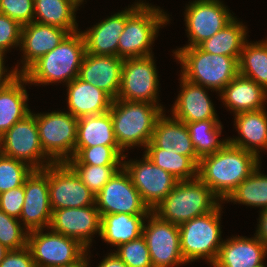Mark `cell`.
<instances>
[{"label":"cell","mask_w":267,"mask_h":267,"mask_svg":"<svg viewBox=\"0 0 267 267\" xmlns=\"http://www.w3.org/2000/svg\"><path fill=\"white\" fill-rule=\"evenodd\" d=\"M260 157L227 142L214 154L200 159L198 178L224 203L230 193L259 165Z\"/></svg>","instance_id":"cell-1"},{"label":"cell","mask_w":267,"mask_h":267,"mask_svg":"<svg viewBox=\"0 0 267 267\" xmlns=\"http://www.w3.org/2000/svg\"><path fill=\"white\" fill-rule=\"evenodd\" d=\"M85 53V40L81 31L69 33L57 47L41 56L23 75L30 85L68 84L78 77Z\"/></svg>","instance_id":"cell-2"},{"label":"cell","mask_w":267,"mask_h":267,"mask_svg":"<svg viewBox=\"0 0 267 267\" xmlns=\"http://www.w3.org/2000/svg\"><path fill=\"white\" fill-rule=\"evenodd\" d=\"M163 108L162 104L114 99L109 112L119 147L123 151L135 146L145 149Z\"/></svg>","instance_id":"cell-3"},{"label":"cell","mask_w":267,"mask_h":267,"mask_svg":"<svg viewBox=\"0 0 267 267\" xmlns=\"http://www.w3.org/2000/svg\"><path fill=\"white\" fill-rule=\"evenodd\" d=\"M173 54L181 65L183 78L213 92L220 93L239 74L236 58L211 54L198 46L180 47Z\"/></svg>","instance_id":"cell-4"},{"label":"cell","mask_w":267,"mask_h":267,"mask_svg":"<svg viewBox=\"0 0 267 267\" xmlns=\"http://www.w3.org/2000/svg\"><path fill=\"white\" fill-rule=\"evenodd\" d=\"M222 201L198 177L178 181L152 212L161 220L181 225L213 211Z\"/></svg>","instance_id":"cell-5"},{"label":"cell","mask_w":267,"mask_h":267,"mask_svg":"<svg viewBox=\"0 0 267 267\" xmlns=\"http://www.w3.org/2000/svg\"><path fill=\"white\" fill-rule=\"evenodd\" d=\"M150 5L142 1L128 16L119 38L118 57L126 59L154 55L150 47L158 37L159 29L170 20L163 9Z\"/></svg>","instance_id":"cell-6"},{"label":"cell","mask_w":267,"mask_h":267,"mask_svg":"<svg viewBox=\"0 0 267 267\" xmlns=\"http://www.w3.org/2000/svg\"><path fill=\"white\" fill-rule=\"evenodd\" d=\"M221 204L208 214L179 225L180 247L186 263L201 258L210 265L215 262L224 241L221 238Z\"/></svg>","instance_id":"cell-7"},{"label":"cell","mask_w":267,"mask_h":267,"mask_svg":"<svg viewBox=\"0 0 267 267\" xmlns=\"http://www.w3.org/2000/svg\"><path fill=\"white\" fill-rule=\"evenodd\" d=\"M40 143L44 153L54 162H67L74 155L78 118L68 111L35 114Z\"/></svg>","instance_id":"cell-8"},{"label":"cell","mask_w":267,"mask_h":267,"mask_svg":"<svg viewBox=\"0 0 267 267\" xmlns=\"http://www.w3.org/2000/svg\"><path fill=\"white\" fill-rule=\"evenodd\" d=\"M0 154L23 161L34 170H42L54 163L42 150L33 112L0 137Z\"/></svg>","instance_id":"cell-9"},{"label":"cell","mask_w":267,"mask_h":267,"mask_svg":"<svg viewBox=\"0 0 267 267\" xmlns=\"http://www.w3.org/2000/svg\"><path fill=\"white\" fill-rule=\"evenodd\" d=\"M43 229L28 232L27 247L36 267H61L78 261L87 251L77 240Z\"/></svg>","instance_id":"cell-10"},{"label":"cell","mask_w":267,"mask_h":267,"mask_svg":"<svg viewBox=\"0 0 267 267\" xmlns=\"http://www.w3.org/2000/svg\"><path fill=\"white\" fill-rule=\"evenodd\" d=\"M154 56L124 59L117 99L158 103L159 80Z\"/></svg>","instance_id":"cell-11"},{"label":"cell","mask_w":267,"mask_h":267,"mask_svg":"<svg viewBox=\"0 0 267 267\" xmlns=\"http://www.w3.org/2000/svg\"><path fill=\"white\" fill-rule=\"evenodd\" d=\"M142 236L149 249L153 267H177L187 264L182 257L179 226L161 220L152 211L146 217Z\"/></svg>","instance_id":"cell-12"},{"label":"cell","mask_w":267,"mask_h":267,"mask_svg":"<svg viewBox=\"0 0 267 267\" xmlns=\"http://www.w3.org/2000/svg\"><path fill=\"white\" fill-rule=\"evenodd\" d=\"M184 21L189 44L195 47L223 29L235 16L221 0H195L186 6Z\"/></svg>","instance_id":"cell-13"},{"label":"cell","mask_w":267,"mask_h":267,"mask_svg":"<svg viewBox=\"0 0 267 267\" xmlns=\"http://www.w3.org/2000/svg\"><path fill=\"white\" fill-rule=\"evenodd\" d=\"M95 204L100 217L107 214L136 215L151 212L124 167L120 168L95 195Z\"/></svg>","instance_id":"cell-14"},{"label":"cell","mask_w":267,"mask_h":267,"mask_svg":"<svg viewBox=\"0 0 267 267\" xmlns=\"http://www.w3.org/2000/svg\"><path fill=\"white\" fill-rule=\"evenodd\" d=\"M123 156V167L142 200L152 211L172 191L179 181L169 172L156 166L145 154L140 160H128Z\"/></svg>","instance_id":"cell-15"},{"label":"cell","mask_w":267,"mask_h":267,"mask_svg":"<svg viewBox=\"0 0 267 267\" xmlns=\"http://www.w3.org/2000/svg\"><path fill=\"white\" fill-rule=\"evenodd\" d=\"M48 186L52 211L95 205V194L66 162L48 165Z\"/></svg>","instance_id":"cell-16"},{"label":"cell","mask_w":267,"mask_h":267,"mask_svg":"<svg viewBox=\"0 0 267 267\" xmlns=\"http://www.w3.org/2000/svg\"><path fill=\"white\" fill-rule=\"evenodd\" d=\"M25 198L19 221L28 231L49 230L52 208L48 186V166L33 170L24 182Z\"/></svg>","instance_id":"cell-17"},{"label":"cell","mask_w":267,"mask_h":267,"mask_svg":"<svg viewBox=\"0 0 267 267\" xmlns=\"http://www.w3.org/2000/svg\"><path fill=\"white\" fill-rule=\"evenodd\" d=\"M101 217L95 205L52 211L49 229L77 240L87 250L94 234L100 236Z\"/></svg>","instance_id":"cell-18"},{"label":"cell","mask_w":267,"mask_h":267,"mask_svg":"<svg viewBox=\"0 0 267 267\" xmlns=\"http://www.w3.org/2000/svg\"><path fill=\"white\" fill-rule=\"evenodd\" d=\"M142 2H134L128 8L96 23L91 28L81 31L85 40L86 52L94 55L118 56V44L128 16Z\"/></svg>","instance_id":"cell-19"},{"label":"cell","mask_w":267,"mask_h":267,"mask_svg":"<svg viewBox=\"0 0 267 267\" xmlns=\"http://www.w3.org/2000/svg\"><path fill=\"white\" fill-rule=\"evenodd\" d=\"M124 59L118 56L85 53L78 78L106 92L113 100L121 87Z\"/></svg>","instance_id":"cell-20"},{"label":"cell","mask_w":267,"mask_h":267,"mask_svg":"<svg viewBox=\"0 0 267 267\" xmlns=\"http://www.w3.org/2000/svg\"><path fill=\"white\" fill-rule=\"evenodd\" d=\"M69 34L67 30L53 25L31 22L22 26L20 51L21 69L19 74H23L41 56L52 51Z\"/></svg>","instance_id":"cell-21"},{"label":"cell","mask_w":267,"mask_h":267,"mask_svg":"<svg viewBox=\"0 0 267 267\" xmlns=\"http://www.w3.org/2000/svg\"><path fill=\"white\" fill-rule=\"evenodd\" d=\"M180 82L181 92L178 94L171 111L174 118L182 122L219 119L214 104L207 93L210 89L192 83L181 75Z\"/></svg>","instance_id":"cell-22"},{"label":"cell","mask_w":267,"mask_h":267,"mask_svg":"<svg viewBox=\"0 0 267 267\" xmlns=\"http://www.w3.org/2000/svg\"><path fill=\"white\" fill-rule=\"evenodd\" d=\"M267 246L255 235L232 236L223 241L211 267H255L264 263Z\"/></svg>","instance_id":"cell-23"},{"label":"cell","mask_w":267,"mask_h":267,"mask_svg":"<svg viewBox=\"0 0 267 267\" xmlns=\"http://www.w3.org/2000/svg\"><path fill=\"white\" fill-rule=\"evenodd\" d=\"M67 109L76 118L101 115L110 110L113 99L102 89L78 77L66 84Z\"/></svg>","instance_id":"cell-24"},{"label":"cell","mask_w":267,"mask_h":267,"mask_svg":"<svg viewBox=\"0 0 267 267\" xmlns=\"http://www.w3.org/2000/svg\"><path fill=\"white\" fill-rule=\"evenodd\" d=\"M223 105L233 115L242 112L264 109L267 91L255 81L237 75L220 93ZM265 104V105H264Z\"/></svg>","instance_id":"cell-25"},{"label":"cell","mask_w":267,"mask_h":267,"mask_svg":"<svg viewBox=\"0 0 267 267\" xmlns=\"http://www.w3.org/2000/svg\"><path fill=\"white\" fill-rule=\"evenodd\" d=\"M151 141L158 148L191 157L199 164L187 125L172 115L167 117L163 112L158 118Z\"/></svg>","instance_id":"cell-26"},{"label":"cell","mask_w":267,"mask_h":267,"mask_svg":"<svg viewBox=\"0 0 267 267\" xmlns=\"http://www.w3.org/2000/svg\"><path fill=\"white\" fill-rule=\"evenodd\" d=\"M234 117V125L240 136L228 138V142L260 157V149L267 150L266 109L242 112Z\"/></svg>","instance_id":"cell-27"},{"label":"cell","mask_w":267,"mask_h":267,"mask_svg":"<svg viewBox=\"0 0 267 267\" xmlns=\"http://www.w3.org/2000/svg\"><path fill=\"white\" fill-rule=\"evenodd\" d=\"M27 83V78L18 74L9 83L0 86V137L31 113L27 104Z\"/></svg>","instance_id":"cell-28"},{"label":"cell","mask_w":267,"mask_h":267,"mask_svg":"<svg viewBox=\"0 0 267 267\" xmlns=\"http://www.w3.org/2000/svg\"><path fill=\"white\" fill-rule=\"evenodd\" d=\"M148 214H107L101 217L100 237L104 242L118 247L142 236Z\"/></svg>","instance_id":"cell-29"},{"label":"cell","mask_w":267,"mask_h":267,"mask_svg":"<svg viewBox=\"0 0 267 267\" xmlns=\"http://www.w3.org/2000/svg\"><path fill=\"white\" fill-rule=\"evenodd\" d=\"M79 6L76 0H34V21L74 33L79 30L76 22Z\"/></svg>","instance_id":"cell-30"},{"label":"cell","mask_w":267,"mask_h":267,"mask_svg":"<svg viewBox=\"0 0 267 267\" xmlns=\"http://www.w3.org/2000/svg\"><path fill=\"white\" fill-rule=\"evenodd\" d=\"M97 145L119 146L115 139L109 111L101 115L84 116L78 119L75 148Z\"/></svg>","instance_id":"cell-31"},{"label":"cell","mask_w":267,"mask_h":267,"mask_svg":"<svg viewBox=\"0 0 267 267\" xmlns=\"http://www.w3.org/2000/svg\"><path fill=\"white\" fill-rule=\"evenodd\" d=\"M247 27L235 17L211 38L204 40L198 47L208 53L234 57L238 61L247 41Z\"/></svg>","instance_id":"cell-32"},{"label":"cell","mask_w":267,"mask_h":267,"mask_svg":"<svg viewBox=\"0 0 267 267\" xmlns=\"http://www.w3.org/2000/svg\"><path fill=\"white\" fill-rule=\"evenodd\" d=\"M158 167L172 174L179 181L198 177V164L188 156L158 148L150 141L143 152Z\"/></svg>","instance_id":"cell-33"},{"label":"cell","mask_w":267,"mask_h":267,"mask_svg":"<svg viewBox=\"0 0 267 267\" xmlns=\"http://www.w3.org/2000/svg\"><path fill=\"white\" fill-rule=\"evenodd\" d=\"M239 64V75L255 81L267 91V38L248 42L243 46Z\"/></svg>","instance_id":"cell-34"},{"label":"cell","mask_w":267,"mask_h":267,"mask_svg":"<svg viewBox=\"0 0 267 267\" xmlns=\"http://www.w3.org/2000/svg\"><path fill=\"white\" fill-rule=\"evenodd\" d=\"M189 130L191 141L199 159L220 150L228 139H219L222 124L219 119H207L197 122H184Z\"/></svg>","instance_id":"cell-35"},{"label":"cell","mask_w":267,"mask_h":267,"mask_svg":"<svg viewBox=\"0 0 267 267\" xmlns=\"http://www.w3.org/2000/svg\"><path fill=\"white\" fill-rule=\"evenodd\" d=\"M259 165L224 200L246 206L267 208V175L260 173Z\"/></svg>","instance_id":"cell-36"},{"label":"cell","mask_w":267,"mask_h":267,"mask_svg":"<svg viewBox=\"0 0 267 267\" xmlns=\"http://www.w3.org/2000/svg\"><path fill=\"white\" fill-rule=\"evenodd\" d=\"M124 151L119 146L97 145L75 148L67 164H89L95 166H123Z\"/></svg>","instance_id":"cell-37"},{"label":"cell","mask_w":267,"mask_h":267,"mask_svg":"<svg viewBox=\"0 0 267 267\" xmlns=\"http://www.w3.org/2000/svg\"><path fill=\"white\" fill-rule=\"evenodd\" d=\"M33 170L23 161L0 154V194L22 186Z\"/></svg>","instance_id":"cell-38"},{"label":"cell","mask_w":267,"mask_h":267,"mask_svg":"<svg viewBox=\"0 0 267 267\" xmlns=\"http://www.w3.org/2000/svg\"><path fill=\"white\" fill-rule=\"evenodd\" d=\"M89 190L97 195L102 187L123 166H95L89 164H68Z\"/></svg>","instance_id":"cell-39"},{"label":"cell","mask_w":267,"mask_h":267,"mask_svg":"<svg viewBox=\"0 0 267 267\" xmlns=\"http://www.w3.org/2000/svg\"><path fill=\"white\" fill-rule=\"evenodd\" d=\"M18 220L0 209V243L9 250H19L27 246L28 231Z\"/></svg>","instance_id":"cell-40"},{"label":"cell","mask_w":267,"mask_h":267,"mask_svg":"<svg viewBox=\"0 0 267 267\" xmlns=\"http://www.w3.org/2000/svg\"><path fill=\"white\" fill-rule=\"evenodd\" d=\"M114 252L128 267H153L143 236L119 245Z\"/></svg>","instance_id":"cell-41"},{"label":"cell","mask_w":267,"mask_h":267,"mask_svg":"<svg viewBox=\"0 0 267 267\" xmlns=\"http://www.w3.org/2000/svg\"><path fill=\"white\" fill-rule=\"evenodd\" d=\"M0 8L21 26L34 21V0H0Z\"/></svg>","instance_id":"cell-42"},{"label":"cell","mask_w":267,"mask_h":267,"mask_svg":"<svg viewBox=\"0 0 267 267\" xmlns=\"http://www.w3.org/2000/svg\"><path fill=\"white\" fill-rule=\"evenodd\" d=\"M22 26L5 14L0 13V50L4 53L21 44Z\"/></svg>","instance_id":"cell-43"},{"label":"cell","mask_w":267,"mask_h":267,"mask_svg":"<svg viewBox=\"0 0 267 267\" xmlns=\"http://www.w3.org/2000/svg\"><path fill=\"white\" fill-rule=\"evenodd\" d=\"M25 198L24 185L0 194V209L9 216L19 219Z\"/></svg>","instance_id":"cell-44"},{"label":"cell","mask_w":267,"mask_h":267,"mask_svg":"<svg viewBox=\"0 0 267 267\" xmlns=\"http://www.w3.org/2000/svg\"><path fill=\"white\" fill-rule=\"evenodd\" d=\"M0 267H36L30 249L26 246L10 250L0 263Z\"/></svg>","instance_id":"cell-45"},{"label":"cell","mask_w":267,"mask_h":267,"mask_svg":"<svg viewBox=\"0 0 267 267\" xmlns=\"http://www.w3.org/2000/svg\"><path fill=\"white\" fill-rule=\"evenodd\" d=\"M5 55L6 54L0 50V86L9 83L14 77L19 74V65H16V67H14V69H11V71H9L5 67Z\"/></svg>","instance_id":"cell-46"},{"label":"cell","mask_w":267,"mask_h":267,"mask_svg":"<svg viewBox=\"0 0 267 267\" xmlns=\"http://www.w3.org/2000/svg\"><path fill=\"white\" fill-rule=\"evenodd\" d=\"M259 212L258 228L254 235L267 246V208Z\"/></svg>","instance_id":"cell-47"},{"label":"cell","mask_w":267,"mask_h":267,"mask_svg":"<svg viewBox=\"0 0 267 267\" xmlns=\"http://www.w3.org/2000/svg\"><path fill=\"white\" fill-rule=\"evenodd\" d=\"M97 267H128L114 252L108 253Z\"/></svg>","instance_id":"cell-48"},{"label":"cell","mask_w":267,"mask_h":267,"mask_svg":"<svg viewBox=\"0 0 267 267\" xmlns=\"http://www.w3.org/2000/svg\"><path fill=\"white\" fill-rule=\"evenodd\" d=\"M90 252V250L88 249L86 251V253L78 260L76 261L75 263L73 264H70V265H64V266H61V267H90L89 265V260H90V254L88 253ZM89 254V255H88ZM88 257V258H87Z\"/></svg>","instance_id":"cell-49"},{"label":"cell","mask_w":267,"mask_h":267,"mask_svg":"<svg viewBox=\"0 0 267 267\" xmlns=\"http://www.w3.org/2000/svg\"><path fill=\"white\" fill-rule=\"evenodd\" d=\"M10 250L0 243V263Z\"/></svg>","instance_id":"cell-50"},{"label":"cell","mask_w":267,"mask_h":267,"mask_svg":"<svg viewBox=\"0 0 267 267\" xmlns=\"http://www.w3.org/2000/svg\"><path fill=\"white\" fill-rule=\"evenodd\" d=\"M80 5L84 2V0H76Z\"/></svg>","instance_id":"cell-51"},{"label":"cell","mask_w":267,"mask_h":267,"mask_svg":"<svg viewBox=\"0 0 267 267\" xmlns=\"http://www.w3.org/2000/svg\"><path fill=\"white\" fill-rule=\"evenodd\" d=\"M255 267H266V266H264V264H263V263H261L260 265H258V266H255Z\"/></svg>","instance_id":"cell-52"}]
</instances>
